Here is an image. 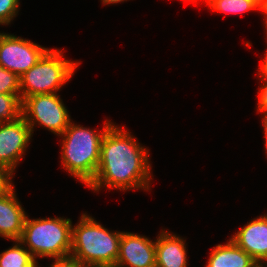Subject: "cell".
Instances as JSON below:
<instances>
[{"label": "cell", "mask_w": 267, "mask_h": 267, "mask_svg": "<svg viewBox=\"0 0 267 267\" xmlns=\"http://www.w3.org/2000/svg\"><path fill=\"white\" fill-rule=\"evenodd\" d=\"M148 153L129 131L112 124L102 138L99 166L87 187L96 192L104 186L119 191L150 190L152 166Z\"/></svg>", "instance_id": "6da1fadb"}, {"label": "cell", "mask_w": 267, "mask_h": 267, "mask_svg": "<svg viewBox=\"0 0 267 267\" xmlns=\"http://www.w3.org/2000/svg\"><path fill=\"white\" fill-rule=\"evenodd\" d=\"M113 123L106 120L101 131L70 122L62 137L61 165L72 177L88 186L99 166L101 141Z\"/></svg>", "instance_id": "7a4b0ae2"}, {"label": "cell", "mask_w": 267, "mask_h": 267, "mask_svg": "<svg viewBox=\"0 0 267 267\" xmlns=\"http://www.w3.org/2000/svg\"><path fill=\"white\" fill-rule=\"evenodd\" d=\"M122 231H109L94 217L83 213L72 226L70 258L79 265L114 264L119 256Z\"/></svg>", "instance_id": "3957f363"}, {"label": "cell", "mask_w": 267, "mask_h": 267, "mask_svg": "<svg viewBox=\"0 0 267 267\" xmlns=\"http://www.w3.org/2000/svg\"><path fill=\"white\" fill-rule=\"evenodd\" d=\"M72 226L70 218L29 219L27 215L19 241L35 259H68L72 247Z\"/></svg>", "instance_id": "277c9868"}, {"label": "cell", "mask_w": 267, "mask_h": 267, "mask_svg": "<svg viewBox=\"0 0 267 267\" xmlns=\"http://www.w3.org/2000/svg\"><path fill=\"white\" fill-rule=\"evenodd\" d=\"M59 49H49L20 77L21 101L32 95L57 93L68 82L80 61L64 59Z\"/></svg>", "instance_id": "5b68a950"}, {"label": "cell", "mask_w": 267, "mask_h": 267, "mask_svg": "<svg viewBox=\"0 0 267 267\" xmlns=\"http://www.w3.org/2000/svg\"><path fill=\"white\" fill-rule=\"evenodd\" d=\"M57 93L32 95L22 100L21 116L31 129L36 124L48 129L55 135H61L69 126L71 117L63 100Z\"/></svg>", "instance_id": "8992f818"}, {"label": "cell", "mask_w": 267, "mask_h": 267, "mask_svg": "<svg viewBox=\"0 0 267 267\" xmlns=\"http://www.w3.org/2000/svg\"><path fill=\"white\" fill-rule=\"evenodd\" d=\"M49 50L40 44L13 34L0 33V66L19 78Z\"/></svg>", "instance_id": "52a82bcc"}, {"label": "cell", "mask_w": 267, "mask_h": 267, "mask_svg": "<svg viewBox=\"0 0 267 267\" xmlns=\"http://www.w3.org/2000/svg\"><path fill=\"white\" fill-rule=\"evenodd\" d=\"M31 137V129L22 116L0 123V165L14 173Z\"/></svg>", "instance_id": "ba28073f"}, {"label": "cell", "mask_w": 267, "mask_h": 267, "mask_svg": "<svg viewBox=\"0 0 267 267\" xmlns=\"http://www.w3.org/2000/svg\"><path fill=\"white\" fill-rule=\"evenodd\" d=\"M116 264L118 267H156L155 240L122 231Z\"/></svg>", "instance_id": "9c48e42d"}, {"label": "cell", "mask_w": 267, "mask_h": 267, "mask_svg": "<svg viewBox=\"0 0 267 267\" xmlns=\"http://www.w3.org/2000/svg\"><path fill=\"white\" fill-rule=\"evenodd\" d=\"M231 239L256 262L267 263V214L248 222Z\"/></svg>", "instance_id": "30bf717a"}, {"label": "cell", "mask_w": 267, "mask_h": 267, "mask_svg": "<svg viewBox=\"0 0 267 267\" xmlns=\"http://www.w3.org/2000/svg\"><path fill=\"white\" fill-rule=\"evenodd\" d=\"M18 200L14 187L0 195V237L4 239L21 238L27 214Z\"/></svg>", "instance_id": "8fae6325"}, {"label": "cell", "mask_w": 267, "mask_h": 267, "mask_svg": "<svg viewBox=\"0 0 267 267\" xmlns=\"http://www.w3.org/2000/svg\"><path fill=\"white\" fill-rule=\"evenodd\" d=\"M184 238L162 230L155 240L156 267H187Z\"/></svg>", "instance_id": "7c38bea8"}, {"label": "cell", "mask_w": 267, "mask_h": 267, "mask_svg": "<svg viewBox=\"0 0 267 267\" xmlns=\"http://www.w3.org/2000/svg\"><path fill=\"white\" fill-rule=\"evenodd\" d=\"M209 255L206 267H256L258 264L231 238L224 245H216Z\"/></svg>", "instance_id": "4fadbf2b"}, {"label": "cell", "mask_w": 267, "mask_h": 267, "mask_svg": "<svg viewBox=\"0 0 267 267\" xmlns=\"http://www.w3.org/2000/svg\"><path fill=\"white\" fill-rule=\"evenodd\" d=\"M15 245L1 252L0 267H38L37 260L19 240Z\"/></svg>", "instance_id": "5bb4252c"}, {"label": "cell", "mask_w": 267, "mask_h": 267, "mask_svg": "<svg viewBox=\"0 0 267 267\" xmlns=\"http://www.w3.org/2000/svg\"><path fill=\"white\" fill-rule=\"evenodd\" d=\"M205 4L212 11L224 14H240L254 10L264 11L255 0H208Z\"/></svg>", "instance_id": "9a60e30c"}, {"label": "cell", "mask_w": 267, "mask_h": 267, "mask_svg": "<svg viewBox=\"0 0 267 267\" xmlns=\"http://www.w3.org/2000/svg\"><path fill=\"white\" fill-rule=\"evenodd\" d=\"M20 95L0 94V123L14 121L21 116Z\"/></svg>", "instance_id": "2e32d148"}, {"label": "cell", "mask_w": 267, "mask_h": 267, "mask_svg": "<svg viewBox=\"0 0 267 267\" xmlns=\"http://www.w3.org/2000/svg\"><path fill=\"white\" fill-rule=\"evenodd\" d=\"M0 94L20 95V78L0 66Z\"/></svg>", "instance_id": "e0dca14e"}, {"label": "cell", "mask_w": 267, "mask_h": 267, "mask_svg": "<svg viewBox=\"0 0 267 267\" xmlns=\"http://www.w3.org/2000/svg\"><path fill=\"white\" fill-rule=\"evenodd\" d=\"M20 0H0V25H9L19 12Z\"/></svg>", "instance_id": "ac0fdd59"}, {"label": "cell", "mask_w": 267, "mask_h": 267, "mask_svg": "<svg viewBox=\"0 0 267 267\" xmlns=\"http://www.w3.org/2000/svg\"><path fill=\"white\" fill-rule=\"evenodd\" d=\"M13 172L3 165H0V195L7 193L14 187L12 183Z\"/></svg>", "instance_id": "d6986e66"}, {"label": "cell", "mask_w": 267, "mask_h": 267, "mask_svg": "<svg viewBox=\"0 0 267 267\" xmlns=\"http://www.w3.org/2000/svg\"><path fill=\"white\" fill-rule=\"evenodd\" d=\"M263 81V85L259 88L258 93V103H257V112L262 113L263 115L267 114V78H259Z\"/></svg>", "instance_id": "ffe728a7"}, {"label": "cell", "mask_w": 267, "mask_h": 267, "mask_svg": "<svg viewBox=\"0 0 267 267\" xmlns=\"http://www.w3.org/2000/svg\"><path fill=\"white\" fill-rule=\"evenodd\" d=\"M54 261L55 262H53L50 267H80V265L71 258Z\"/></svg>", "instance_id": "44dd1931"}, {"label": "cell", "mask_w": 267, "mask_h": 267, "mask_svg": "<svg viewBox=\"0 0 267 267\" xmlns=\"http://www.w3.org/2000/svg\"><path fill=\"white\" fill-rule=\"evenodd\" d=\"M264 59L262 60L261 65H259V78H267V50L266 53L264 54Z\"/></svg>", "instance_id": "7402d4cb"}, {"label": "cell", "mask_w": 267, "mask_h": 267, "mask_svg": "<svg viewBox=\"0 0 267 267\" xmlns=\"http://www.w3.org/2000/svg\"><path fill=\"white\" fill-rule=\"evenodd\" d=\"M80 267H118V265L116 263L114 264L97 263V264L80 265Z\"/></svg>", "instance_id": "603a6c76"}, {"label": "cell", "mask_w": 267, "mask_h": 267, "mask_svg": "<svg viewBox=\"0 0 267 267\" xmlns=\"http://www.w3.org/2000/svg\"><path fill=\"white\" fill-rule=\"evenodd\" d=\"M262 124H263V129H264V137L267 139V114L262 116Z\"/></svg>", "instance_id": "cb8c5ba5"}, {"label": "cell", "mask_w": 267, "mask_h": 267, "mask_svg": "<svg viewBox=\"0 0 267 267\" xmlns=\"http://www.w3.org/2000/svg\"><path fill=\"white\" fill-rule=\"evenodd\" d=\"M103 5H110V4H117V3H120V2H124V1H128V0H101Z\"/></svg>", "instance_id": "d4e9b609"}, {"label": "cell", "mask_w": 267, "mask_h": 267, "mask_svg": "<svg viewBox=\"0 0 267 267\" xmlns=\"http://www.w3.org/2000/svg\"><path fill=\"white\" fill-rule=\"evenodd\" d=\"M263 9L266 6L267 0H255Z\"/></svg>", "instance_id": "484cf974"}, {"label": "cell", "mask_w": 267, "mask_h": 267, "mask_svg": "<svg viewBox=\"0 0 267 267\" xmlns=\"http://www.w3.org/2000/svg\"><path fill=\"white\" fill-rule=\"evenodd\" d=\"M262 14H264V16H265V22H264V26H265V28H266V31H267V11H263V12H261ZM267 33V32H266ZM266 38H267V36H266Z\"/></svg>", "instance_id": "4316f807"}, {"label": "cell", "mask_w": 267, "mask_h": 267, "mask_svg": "<svg viewBox=\"0 0 267 267\" xmlns=\"http://www.w3.org/2000/svg\"><path fill=\"white\" fill-rule=\"evenodd\" d=\"M265 265V266H264ZM256 267H267V263H258Z\"/></svg>", "instance_id": "83f0119b"}, {"label": "cell", "mask_w": 267, "mask_h": 267, "mask_svg": "<svg viewBox=\"0 0 267 267\" xmlns=\"http://www.w3.org/2000/svg\"><path fill=\"white\" fill-rule=\"evenodd\" d=\"M185 1H189V2H191V3H196L197 4V1H199V0H185ZM208 0H204V2H207Z\"/></svg>", "instance_id": "f1b7e54d"}, {"label": "cell", "mask_w": 267, "mask_h": 267, "mask_svg": "<svg viewBox=\"0 0 267 267\" xmlns=\"http://www.w3.org/2000/svg\"><path fill=\"white\" fill-rule=\"evenodd\" d=\"M265 152H266V154H267V139H265Z\"/></svg>", "instance_id": "f546056e"}, {"label": "cell", "mask_w": 267, "mask_h": 267, "mask_svg": "<svg viewBox=\"0 0 267 267\" xmlns=\"http://www.w3.org/2000/svg\"><path fill=\"white\" fill-rule=\"evenodd\" d=\"M264 11H267V3H266V6L264 7Z\"/></svg>", "instance_id": "4dcf8cb0"}]
</instances>
